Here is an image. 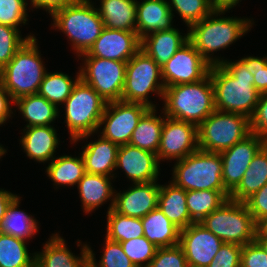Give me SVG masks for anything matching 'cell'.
<instances>
[{
  "instance_id": "6da1fadb",
  "label": "cell",
  "mask_w": 267,
  "mask_h": 267,
  "mask_svg": "<svg viewBox=\"0 0 267 267\" xmlns=\"http://www.w3.org/2000/svg\"><path fill=\"white\" fill-rule=\"evenodd\" d=\"M217 111L253 115L260 93L254 87V76L241 60L224 61L209 70Z\"/></svg>"
},
{
  "instance_id": "7a4b0ae2",
  "label": "cell",
  "mask_w": 267,
  "mask_h": 267,
  "mask_svg": "<svg viewBox=\"0 0 267 267\" xmlns=\"http://www.w3.org/2000/svg\"><path fill=\"white\" fill-rule=\"evenodd\" d=\"M225 12L227 10L214 9L200 22L191 25L188 30V40L211 66L224 61L223 58L213 57L214 52L226 49L252 28L253 20L248 18L218 17Z\"/></svg>"
},
{
  "instance_id": "3957f363",
  "label": "cell",
  "mask_w": 267,
  "mask_h": 267,
  "mask_svg": "<svg viewBox=\"0 0 267 267\" xmlns=\"http://www.w3.org/2000/svg\"><path fill=\"white\" fill-rule=\"evenodd\" d=\"M162 99L165 102L162 113L166 117L197 127L216 110L210 73L195 83L165 87Z\"/></svg>"
},
{
  "instance_id": "277c9868",
  "label": "cell",
  "mask_w": 267,
  "mask_h": 267,
  "mask_svg": "<svg viewBox=\"0 0 267 267\" xmlns=\"http://www.w3.org/2000/svg\"><path fill=\"white\" fill-rule=\"evenodd\" d=\"M36 40V37L28 39L0 70V82L13 102L23 96L38 94L47 72Z\"/></svg>"
},
{
  "instance_id": "5b68a950",
  "label": "cell",
  "mask_w": 267,
  "mask_h": 267,
  "mask_svg": "<svg viewBox=\"0 0 267 267\" xmlns=\"http://www.w3.org/2000/svg\"><path fill=\"white\" fill-rule=\"evenodd\" d=\"M65 121L72 143L87 139L99 130L107 102L81 78L63 103Z\"/></svg>"
},
{
  "instance_id": "8992f818",
  "label": "cell",
  "mask_w": 267,
  "mask_h": 267,
  "mask_svg": "<svg viewBox=\"0 0 267 267\" xmlns=\"http://www.w3.org/2000/svg\"><path fill=\"white\" fill-rule=\"evenodd\" d=\"M93 4L92 1H77L51 16L52 26L68 36L78 58L88 52L104 28V23Z\"/></svg>"
},
{
  "instance_id": "52a82bcc",
  "label": "cell",
  "mask_w": 267,
  "mask_h": 267,
  "mask_svg": "<svg viewBox=\"0 0 267 267\" xmlns=\"http://www.w3.org/2000/svg\"><path fill=\"white\" fill-rule=\"evenodd\" d=\"M172 182L190 190L221 191L228 199L230 192L222 181V159L220 153L197 150L184 159L176 161L173 167Z\"/></svg>"
},
{
  "instance_id": "ba28073f",
  "label": "cell",
  "mask_w": 267,
  "mask_h": 267,
  "mask_svg": "<svg viewBox=\"0 0 267 267\" xmlns=\"http://www.w3.org/2000/svg\"><path fill=\"white\" fill-rule=\"evenodd\" d=\"M200 223L224 243L243 246L255 241L256 223L244 202L228 199Z\"/></svg>"
},
{
  "instance_id": "9c48e42d",
  "label": "cell",
  "mask_w": 267,
  "mask_h": 267,
  "mask_svg": "<svg viewBox=\"0 0 267 267\" xmlns=\"http://www.w3.org/2000/svg\"><path fill=\"white\" fill-rule=\"evenodd\" d=\"M199 150L221 153L251 134L250 119L215 110L198 127Z\"/></svg>"
},
{
  "instance_id": "30bf717a",
  "label": "cell",
  "mask_w": 267,
  "mask_h": 267,
  "mask_svg": "<svg viewBox=\"0 0 267 267\" xmlns=\"http://www.w3.org/2000/svg\"><path fill=\"white\" fill-rule=\"evenodd\" d=\"M164 90L161 67L140 49L126 64L122 100L156 108L148 95L154 92L162 99Z\"/></svg>"
},
{
  "instance_id": "8fae6325",
  "label": "cell",
  "mask_w": 267,
  "mask_h": 267,
  "mask_svg": "<svg viewBox=\"0 0 267 267\" xmlns=\"http://www.w3.org/2000/svg\"><path fill=\"white\" fill-rule=\"evenodd\" d=\"M79 57L84 60V66L79 70L80 78L106 102L122 100L127 62L92 56Z\"/></svg>"
},
{
  "instance_id": "7c38bea8",
  "label": "cell",
  "mask_w": 267,
  "mask_h": 267,
  "mask_svg": "<svg viewBox=\"0 0 267 267\" xmlns=\"http://www.w3.org/2000/svg\"><path fill=\"white\" fill-rule=\"evenodd\" d=\"M149 109L144 104L123 100L107 102L99 124L100 130L104 125L101 136L118 146L129 144L139 120Z\"/></svg>"
},
{
  "instance_id": "4fadbf2b",
  "label": "cell",
  "mask_w": 267,
  "mask_h": 267,
  "mask_svg": "<svg viewBox=\"0 0 267 267\" xmlns=\"http://www.w3.org/2000/svg\"><path fill=\"white\" fill-rule=\"evenodd\" d=\"M211 65L200 55L188 40L163 66L162 79L165 87L195 83L204 79Z\"/></svg>"
},
{
  "instance_id": "5bb4252c",
  "label": "cell",
  "mask_w": 267,
  "mask_h": 267,
  "mask_svg": "<svg viewBox=\"0 0 267 267\" xmlns=\"http://www.w3.org/2000/svg\"><path fill=\"white\" fill-rule=\"evenodd\" d=\"M197 126L173 118L165 117L157 158L161 160H181L197 151Z\"/></svg>"
},
{
  "instance_id": "9a60e30c",
  "label": "cell",
  "mask_w": 267,
  "mask_h": 267,
  "mask_svg": "<svg viewBox=\"0 0 267 267\" xmlns=\"http://www.w3.org/2000/svg\"><path fill=\"white\" fill-rule=\"evenodd\" d=\"M267 143V140L251 133L229 149L220 153L222 159V181L231 193L241 182L256 153Z\"/></svg>"
},
{
  "instance_id": "2e32d148",
  "label": "cell",
  "mask_w": 267,
  "mask_h": 267,
  "mask_svg": "<svg viewBox=\"0 0 267 267\" xmlns=\"http://www.w3.org/2000/svg\"><path fill=\"white\" fill-rule=\"evenodd\" d=\"M223 243L199 222L180 230L178 245L182 248L188 265L207 267Z\"/></svg>"
},
{
  "instance_id": "e0dca14e",
  "label": "cell",
  "mask_w": 267,
  "mask_h": 267,
  "mask_svg": "<svg viewBox=\"0 0 267 267\" xmlns=\"http://www.w3.org/2000/svg\"><path fill=\"white\" fill-rule=\"evenodd\" d=\"M141 40L136 31L103 28L87 53L80 56L100 57L128 62L139 50Z\"/></svg>"
},
{
  "instance_id": "ac0fdd59",
  "label": "cell",
  "mask_w": 267,
  "mask_h": 267,
  "mask_svg": "<svg viewBox=\"0 0 267 267\" xmlns=\"http://www.w3.org/2000/svg\"><path fill=\"white\" fill-rule=\"evenodd\" d=\"M118 168L123 169L133 183L157 181L160 173V163L155 153L130 144L119 146L115 169Z\"/></svg>"
},
{
  "instance_id": "d6986e66",
  "label": "cell",
  "mask_w": 267,
  "mask_h": 267,
  "mask_svg": "<svg viewBox=\"0 0 267 267\" xmlns=\"http://www.w3.org/2000/svg\"><path fill=\"white\" fill-rule=\"evenodd\" d=\"M159 192L157 181L133 183L126 191L115 192L113 209L125 216L143 218L158 207Z\"/></svg>"
},
{
  "instance_id": "ffe728a7",
  "label": "cell",
  "mask_w": 267,
  "mask_h": 267,
  "mask_svg": "<svg viewBox=\"0 0 267 267\" xmlns=\"http://www.w3.org/2000/svg\"><path fill=\"white\" fill-rule=\"evenodd\" d=\"M43 245L42 252H35V267H84L88 262V245L81 246L80 256H75L58 234Z\"/></svg>"
},
{
  "instance_id": "44dd1931",
  "label": "cell",
  "mask_w": 267,
  "mask_h": 267,
  "mask_svg": "<svg viewBox=\"0 0 267 267\" xmlns=\"http://www.w3.org/2000/svg\"><path fill=\"white\" fill-rule=\"evenodd\" d=\"M173 16L167 0L137 1L136 33L139 39L153 32L172 29Z\"/></svg>"
},
{
  "instance_id": "7402d4cb",
  "label": "cell",
  "mask_w": 267,
  "mask_h": 267,
  "mask_svg": "<svg viewBox=\"0 0 267 267\" xmlns=\"http://www.w3.org/2000/svg\"><path fill=\"white\" fill-rule=\"evenodd\" d=\"M23 131L20 143L29 159L44 163L55 158L60 141L52 125L27 127Z\"/></svg>"
},
{
  "instance_id": "603a6c76",
  "label": "cell",
  "mask_w": 267,
  "mask_h": 267,
  "mask_svg": "<svg viewBox=\"0 0 267 267\" xmlns=\"http://www.w3.org/2000/svg\"><path fill=\"white\" fill-rule=\"evenodd\" d=\"M111 178L114 177L86 172L80 179L77 188L85 214L98 209L100 205L111 198L107 212L114 207L115 191L112 187Z\"/></svg>"
},
{
  "instance_id": "cb8c5ba5",
  "label": "cell",
  "mask_w": 267,
  "mask_h": 267,
  "mask_svg": "<svg viewBox=\"0 0 267 267\" xmlns=\"http://www.w3.org/2000/svg\"><path fill=\"white\" fill-rule=\"evenodd\" d=\"M82 148L83 151L80 154L87 173L114 177L115 174L112 173L116 170V158L119 148L117 144L100 136L98 140L89 142Z\"/></svg>"
},
{
  "instance_id": "d4e9b609",
  "label": "cell",
  "mask_w": 267,
  "mask_h": 267,
  "mask_svg": "<svg viewBox=\"0 0 267 267\" xmlns=\"http://www.w3.org/2000/svg\"><path fill=\"white\" fill-rule=\"evenodd\" d=\"M187 41L188 33L183 36L178 29L172 28L143 37L140 49L163 67Z\"/></svg>"
},
{
  "instance_id": "484cf974",
  "label": "cell",
  "mask_w": 267,
  "mask_h": 267,
  "mask_svg": "<svg viewBox=\"0 0 267 267\" xmlns=\"http://www.w3.org/2000/svg\"><path fill=\"white\" fill-rule=\"evenodd\" d=\"M144 236L158 248L179 244L180 229L172 223L159 207L141 218Z\"/></svg>"
},
{
  "instance_id": "4316f807",
  "label": "cell",
  "mask_w": 267,
  "mask_h": 267,
  "mask_svg": "<svg viewBox=\"0 0 267 267\" xmlns=\"http://www.w3.org/2000/svg\"><path fill=\"white\" fill-rule=\"evenodd\" d=\"M158 207L180 230L195 223L187 209L186 191L172 181L169 185H160Z\"/></svg>"
},
{
  "instance_id": "83f0119b",
  "label": "cell",
  "mask_w": 267,
  "mask_h": 267,
  "mask_svg": "<svg viewBox=\"0 0 267 267\" xmlns=\"http://www.w3.org/2000/svg\"><path fill=\"white\" fill-rule=\"evenodd\" d=\"M98 13L105 28L136 31L137 0H99Z\"/></svg>"
},
{
  "instance_id": "f1b7e54d",
  "label": "cell",
  "mask_w": 267,
  "mask_h": 267,
  "mask_svg": "<svg viewBox=\"0 0 267 267\" xmlns=\"http://www.w3.org/2000/svg\"><path fill=\"white\" fill-rule=\"evenodd\" d=\"M267 183V143L256 153L229 199L244 202Z\"/></svg>"
},
{
  "instance_id": "f546056e",
  "label": "cell",
  "mask_w": 267,
  "mask_h": 267,
  "mask_svg": "<svg viewBox=\"0 0 267 267\" xmlns=\"http://www.w3.org/2000/svg\"><path fill=\"white\" fill-rule=\"evenodd\" d=\"M27 123L26 127L47 126L59 117V109L39 94L18 98L14 103Z\"/></svg>"
},
{
  "instance_id": "4dcf8cb0",
  "label": "cell",
  "mask_w": 267,
  "mask_h": 267,
  "mask_svg": "<svg viewBox=\"0 0 267 267\" xmlns=\"http://www.w3.org/2000/svg\"><path fill=\"white\" fill-rule=\"evenodd\" d=\"M156 113V108H150L142 116L132 133L130 145L157 154L166 116L164 114L162 118Z\"/></svg>"
},
{
  "instance_id": "1f68e13d",
  "label": "cell",
  "mask_w": 267,
  "mask_h": 267,
  "mask_svg": "<svg viewBox=\"0 0 267 267\" xmlns=\"http://www.w3.org/2000/svg\"><path fill=\"white\" fill-rule=\"evenodd\" d=\"M46 173L54 185L74 186L86 173L82 156L62 155L49 162Z\"/></svg>"
},
{
  "instance_id": "d6a6232c",
  "label": "cell",
  "mask_w": 267,
  "mask_h": 267,
  "mask_svg": "<svg viewBox=\"0 0 267 267\" xmlns=\"http://www.w3.org/2000/svg\"><path fill=\"white\" fill-rule=\"evenodd\" d=\"M20 199L17 196L9 205L6 215L1 222L0 232L27 241L36 235L39 227L37 225L38 221L32 215L19 210Z\"/></svg>"
},
{
  "instance_id": "836d02e7",
  "label": "cell",
  "mask_w": 267,
  "mask_h": 267,
  "mask_svg": "<svg viewBox=\"0 0 267 267\" xmlns=\"http://www.w3.org/2000/svg\"><path fill=\"white\" fill-rule=\"evenodd\" d=\"M26 244L24 239L0 232V267H35V253L31 256Z\"/></svg>"
},
{
  "instance_id": "e575fe53",
  "label": "cell",
  "mask_w": 267,
  "mask_h": 267,
  "mask_svg": "<svg viewBox=\"0 0 267 267\" xmlns=\"http://www.w3.org/2000/svg\"><path fill=\"white\" fill-rule=\"evenodd\" d=\"M228 198L215 190L186 191V204L190 218L199 223L211 212L218 209Z\"/></svg>"
},
{
  "instance_id": "d590c367",
  "label": "cell",
  "mask_w": 267,
  "mask_h": 267,
  "mask_svg": "<svg viewBox=\"0 0 267 267\" xmlns=\"http://www.w3.org/2000/svg\"><path fill=\"white\" fill-rule=\"evenodd\" d=\"M72 80L70 76L62 72H46L38 94L54 104L56 107L63 104L72 93L75 84L80 79V71ZM58 105V106H57Z\"/></svg>"
},
{
  "instance_id": "8d00e7d4",
  "label": "cell",
  "mask_w": 267,
  "mask_h": 267,
  "mask_svg": "<svg viewBox=\"0 0 267 267\" xmlns=\"http://www.w3.org/2000/svg\"><path fill=\"white\" fill-rule=\"evenodd\" d=\"M106 237L115 242H124L144 236L141 218L130 217L116 212H107Z\"/></svg>"
},
{
  "instance_id": "74e56055",
  "label": "cell",
  "mask_w": 267,
  "mask_h": 267,
  "mask_svg": "<svg viewBox=\"0 0 267 267\" xmlns=\"http://www.w3.org/2000/svg\"><path fill=\"white\" fill-rule=\"evenodd\" d=\"M170 1V0H169ZM167 1L170 11L182 18L185 24L190 27L194 23L200 22L207 17L213 10L212 0H171ZM175 10H174V9Z\"/></svg>"
},
{
  "instance_id": "f35d334b",
  "label": "cell",
  "mask_w": 267,
  "mask_h": 267,
  "mask_svg": "<svg viewBox=\"0 0 267 267\" xmlns=\"http://www.w3.org/2000/svg\"><path fill=\"white\" fill-rule=\"evenodd\" d=\"M99 264L96 263L95 253L88 245L89 263L93 267H136L124 253L120 242L109 240L105 237V246Z\"/></svg>"
},
{
  "instance_id": "ab89813d",
  "label": "cell",
  "mask_w": 267,
  "mask_h": 267,
  "mask_svg": "<svg viewBox=\"0 0 267 267\" xmlns=\"http://www.w3.org/2000/svg\"><path fill=\"white\" fill-rule=\"evenodd\" d=\"M20 34V29L0 24V70L8 64L28 39L35 38L32 34L22 38Z\"/></svg>"
},
{
  "instance_id": "60d3db41",
  "label": "cell",
  "mask_w": 267,
  "mask_h": 267,
  "mask_svg": "<svg viewBox=\"0 0 267 267\" xmlns=\"http://www.w3.org/2000/svg\"><path fill=\"white\" fill-rule=\"evenodd\" d=\"M120 244L124 253L136 267H148L158 248L145 236L132 238Z\"/></svg>"
},
{
  "instance_id": "b9f144b4",
  "label": "cell",
  "mask_w": 267,
  "mask_h": 267,
  "mask_svg": "<svg viewBox=\"0 0 267 267\" xmlns=\"http://www.w3.org/2000/svg\"><path fill=\"white\" fill-rule=\"evenodd\" d=\"M27 0H0V24L19 29L28 21Z\"/></svg>"
},
{
  "instance_id": "7bdbcfd3",
  "label": "cell",
  "mask_w": 267,
  "mask_h": 267,
  "mask_svg": "<svg viewBox=\"0 0 267 267\" xmlns=\"http://www.w3.org/2000/svg\"><path fill=\"white\" fill-rule=\"evenodd\" d=\"M148 267H188V263L179 245L157 248Z\"/></svg>"
},
{
  "instance_id": "ee69618b",
  "label": "cell",
  "mask_w": 267,
  "mask_h": 267,
  "mask_svg": "<svg viewBox=\"0 0 267 267\" xmlns=\"http://www.w3.org/2000/svg\"><path fill=\"white\" fill-rule=\"evenodd\" d=\"M254 76V87L260 93H267V56L260 58L247 56L240 59Z\"/></svg>"
},
{
  "instance_id": "f6af8a7d",
  "label": "cell",
  "mask_w": 267,
  "mask_h": 267,
  "mask_svg": "<svg viewBox=\"0 0 267 267\" xmlns=\"http://www.w3.org/2000/svg\"><path fill=\"white\" fill-rule=\"evenodd\" d=\"M242 246L235 243H223L207 267H239Z\"/></svg>"
},
{
  "instance_id": "bcb514c9",
  "label": "cell",
  "mask_w": 267,
  "mask_h": 267,
  "mask_svg": "<svg viewBox=\"0 0 267 267\" xmlns=\"http://www.w3.org/2000/svg\"><path fill=\"white\" fill-rule=\"evenodd\" d=\"M240 264L244 267H267V253L256 242L242 246Z\"/></svg>"
},
{
  "instance_id": "7dc6e473",
  "label": "cell",
  "mask_w": 267,
  "mask_h": 267,
  "mask_svg": "<svg viewBox=\"0 0 267 267\" xmlns=\"http://www.w3.org/2000/svg\"><path fill=\"white\" fill-rule=\"evenodd\" d=\"M251 133L267 140V93L260 94L255 111L250 118Z\"/></svg>"
},
{
  "instance_id": "c3c4849f",
  "label": "cell",
  "mask_w": 267,
  "mask_h": 267,
  "mask_svg": "<svg viewBox=\"0 0 267 267\" xmlns=\"http://www.w3.org/2000/svg\"><path fill=\"white\" fill-rule=\"evenodd\" d=\"M255 223L267 217V183L244 201Z\"/></svg>"
},
{
  "instance_id": "681fc988",
  "label": "cell",
  "mask_w": 267,
  "mask_h": 267,
  "mask_svg": "<svg viewBox=\"0 0 267 267\" xmlns=\"http://www.w3.org/2000/svg\"><path fill=\"white\" fill-rule=\"evenodd\" d=\"M30 5L32 8L36 9H44L49 13V15H53L56 11L65 8L71 4L77 2V0H30Z\"/></svg>"
},
{
  "instance_id": "f907efd6",
  "label": "cell",
  "mask_w": 267,
  "mask_h": 267,
  "mask_svg": "<svg viewBox=\"0 0 267 267\" xmlns=\"http://www.w3.org/2000/svg\"><path fill=\"white\" fill-rule=\"evenodd\" d=\"M13 102L10 94L5 90L2 83L0 82V126L11 117L13 111L11 110V102Z\"/></svg>"
},
{
  "instance_id": "816d5d0a",
  "label": "cell",
  "mask_w": 267,
  "mask_h": 267,
  "mask_svg": "<svg viewBox=\"0 0 267 267\" xmlns=\"http://www.w3.org/2000/svg\"><path fill=\"white\" fill-rule=\"evenodd\" d=\"M16 197V194L0 188V226L9 205Z\"/></svg>"
},
{
  "instance_id": "f5cc1de1",
  "label": "cell",
  "mask_w": 267,
  "mask_h": 267,
  "mask_svg": "<svg viewBox=\"0 0 267 267\" xmlns=\"http://www.w3.org/2000/svg\"><path fill=\"white\" fill-rule=\"evenodd\" d=\"M241 0H212V4L215 10H230L236 6Z\"/></svg>"
},
{
  "instance_id": "db71d44e",
  "label": "cell",
  "mask_w": 267,
  "mask_h": 267,
  "mask_svg": "<svg viewBox=\"0 0 267 267\" xmlns=\"http://www.w3.org/2000/svg\"><path fill=\"white\" fill-rule=\"evenodd\" d=\"M255 238H267V217L259 220L256 223Z\"/></svg>"
},
{
  "instance_id": "11a10c76",
  "label": "cell",
  "mask_w": 267,
  "mask_h": 267,
  "mask_svg": "<svg viewBox=\"0 0 267 267\" xmlns=\"http://www.w3.org/2000/svg\"><path fill=\"white\" fill-rule=\"evenodd\" d=\"M255 241L262 247L267 253V238H255Z\"/></svg>"
},
{
  "instance_id": "9f6ffc18",
  "label": "cell",
  "mask_w": 267,
  "mask_h": 267,
  "mask_svg": "<svg viewBox=\"0 0 267 267\" xmlns=\"http://www.w3.org/2000/svg\"><path fill=\"white\" fill-rule=\"evenodd\" d=\"M7 150L4 148V146L0 145V158L6 154Z\"/></svg>"
},
{
  "instance_id": "6f0895ef",
  "label": "cell",
  "mask_w": 267,
  "mask_h": 267,
  "mask_svg": "<svg viewBox=\"0 0 267 267\" xmlns=\"http://www.w3.org/2000/svg\"><path fill=\"white\" fill-rule=\"evenodd\" d=\"M77 1H79V2H86V3H91V2H90L91 0H77Z\"/></svg>"
},
{
  "instance_id": "680465c9",
  "label": "cell",
  "mask_w": 267,
  "mask_h": 267,
  "mask_svg": "<svg viewBox=\"0 0 267 267\" xmlns=\"http://www.w3.org/2000/svg\"><path fill=\"white\" fill-rule=\"evenodd\" d=\"M84 267H93L89 262Z\"/></svg>"
}]
</instances>
